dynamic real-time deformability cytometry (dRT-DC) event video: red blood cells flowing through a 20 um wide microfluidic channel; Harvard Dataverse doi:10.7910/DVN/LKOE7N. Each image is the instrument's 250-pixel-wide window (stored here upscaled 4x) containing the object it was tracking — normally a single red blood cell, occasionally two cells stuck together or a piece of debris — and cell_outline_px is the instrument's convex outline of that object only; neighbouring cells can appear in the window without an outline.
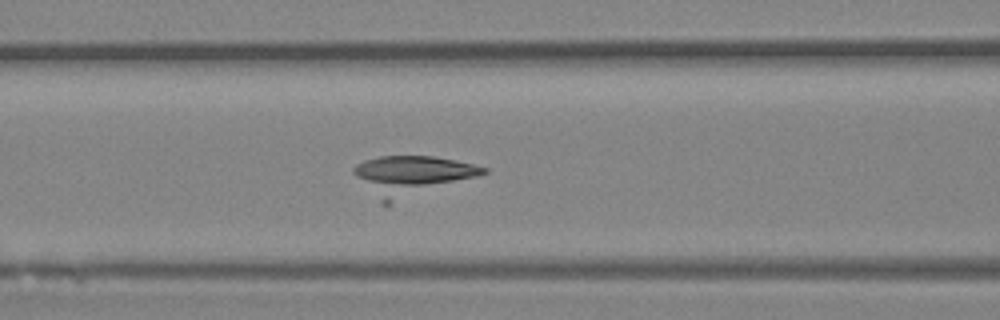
{"species": "Egyptian fruit bat (a non-hibernating species)", "species_latin": "Rousettus aegyptiacus", "temperature_condition": "room temperature", "stored_images_in_passage": 33, "camera_frame_rate_fps": 3000, "um_per_image_px": 0.085, "animal": {"sex": "female"}, "frame": {"image": 1, "passage_image": 11, "time_ms": 3.333, "image_size_px": [1000, 320], "cell_outline_px": [[488, 172], [476, 176], [388, 204], [380, 204], [352, 172], [352, 168], [356, 164], [364, 160], [380, 156], [432, 156], [456, 160], [488, 168]], "centroid_in_image_um": [34.92, 14.91], "position_along_channel_um": 131.7, "area_um2": 29.36}}
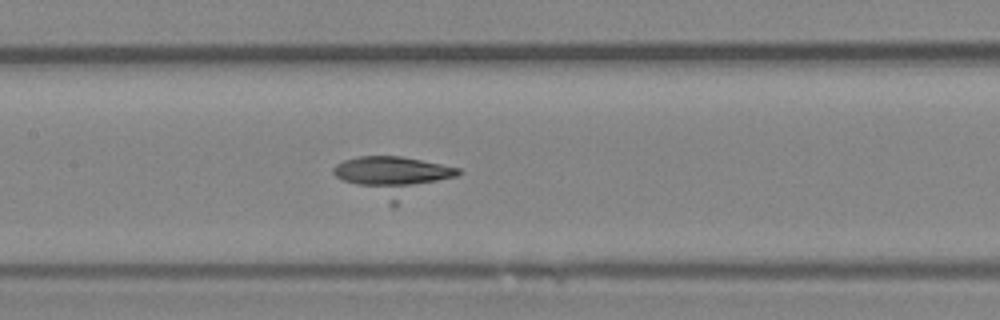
{"frame": {"image": 2, "passage_image": 14, "time_ms": 4.333, "image_size_px": [1000, 320], "cell_outline_px": [[464, 172], [396, 208], [392, 208], [336, 176], [332, 172], [332, 168], [336, 164], [344, 160], [360, 156], [400, 156], [460, 168]], "centroid_in_image_um": [33.47, 15.04], "position_along_channel_um": 173.9, "area_um2": 29.42}}